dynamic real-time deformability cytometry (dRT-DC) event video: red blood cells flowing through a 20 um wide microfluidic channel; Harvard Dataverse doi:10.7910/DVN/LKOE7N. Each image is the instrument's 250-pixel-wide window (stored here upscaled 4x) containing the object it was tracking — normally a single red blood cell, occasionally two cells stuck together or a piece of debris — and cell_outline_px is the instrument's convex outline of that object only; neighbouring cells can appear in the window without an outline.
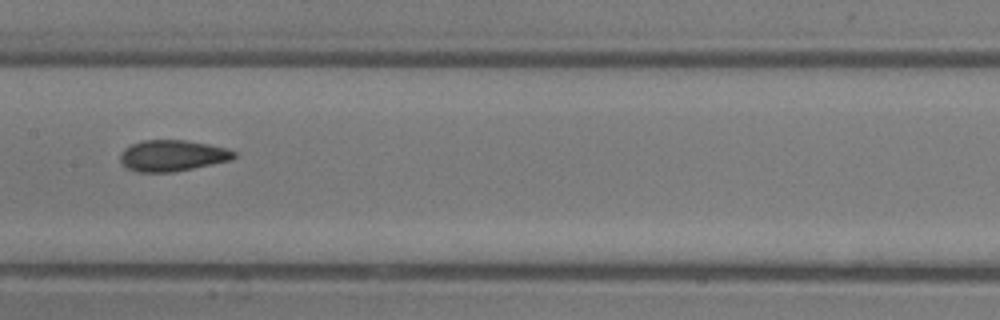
{"species": "common noctule bat (a hibernating species)", "species_latin": "Nyctalus noctula", "temperature_condition": "room temperature", "stored_images_in_passage": 6, "camera_frame_rate_fps": 3000, "um_per_image_px": 0.085, "animal": {"sex": "male", "body_mass_g": 13.3}, "frame": {"image": 1, "passage_image": 6, "time_ms": 1.667, "image_size_px": [1000, 320], "cell_outline_px": [[236, 156], [232, 160], [172, 172], [136, 172], [128, 168], [120, 160], [120, 152], [124, 148], [132, 144], [144, 140], [184, 140], [208, 144], [228, 148], [236, 152]], "centroid_in_image_um": [14.66, 13.22], "position_along_channel_um": 192.7, "area_um2": 20.63}}